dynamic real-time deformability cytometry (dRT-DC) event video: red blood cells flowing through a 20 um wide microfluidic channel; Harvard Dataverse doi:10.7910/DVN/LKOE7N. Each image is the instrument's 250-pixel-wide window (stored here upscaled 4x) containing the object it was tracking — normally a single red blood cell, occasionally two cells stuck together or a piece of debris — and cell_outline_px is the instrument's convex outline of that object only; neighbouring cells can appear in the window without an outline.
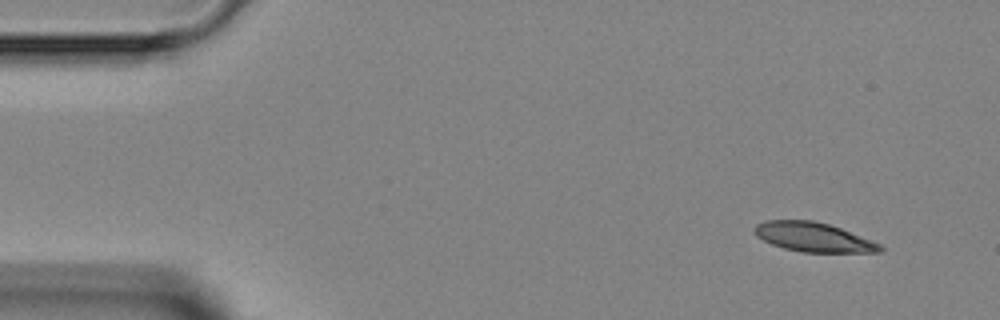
{"species": "Egyptian fruit bat (a non-hibernating species)", "species_latin": "Rousettus aegyptiacus", "temperature_condition": "room temperature", "stored_images_in_passage": 5, "camera_frame_rate_fps": 3000, "um_per_image_px": 0.085, "animal": {"sex": "female"}, "frame": {"image": 1, "passage_image": 1, "time_ms": 0.0, "image_size_px": [1000, 320], "cell_outline_px": [[884, 248], [880, 252], [804, 252], [784, 248], [772, 244], [756, 236], [752, 228], [756, 224], [764, 220], [812, 220], [828, 224], [840, 228], [880, 244]], "centroid_in_image_um": [69.09, 20.15], "position_along_channel_um": 15.9, "area_um2": 21.27}}
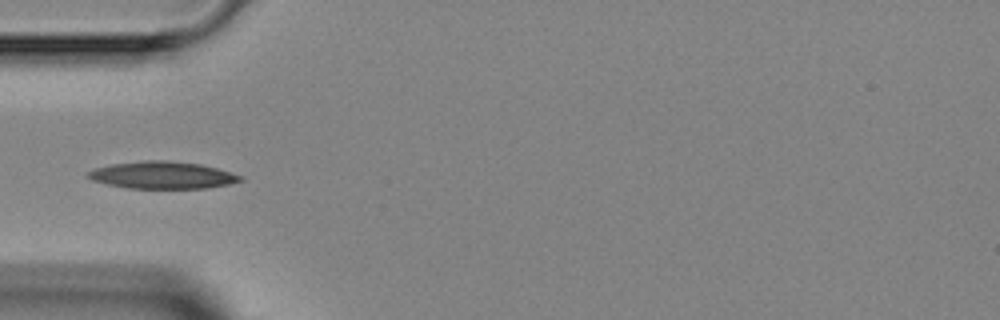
{"frame": {"image": 2, "passage_image": 4, "time_ms": 3.667, "image_size_px": [1000, 320], "cell_outline_px": [[244, 180], [228, 184], [208, 188], [128, 188], [108, 184], [92, 180], [88, 176], [88, 172], [96, 168], [112, 164], [144, 160], [164, 160], [200, 164], [216, 168], [244, 176]], "centroid_in_image_um": [13.84, 14.88], "position_along_channel_um": 71.2, "area_um2": 23.93}}
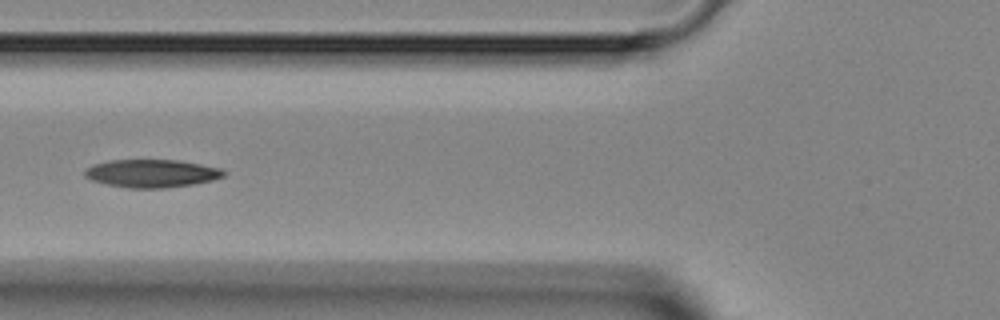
{"frame": {"image": 3, "passage_image": 5, "time_ms": 4.667, "image_size_px": [1000, 320], "cell_outline_px": [[228, 172], [224, 176], [212, 180], [192, 184], [164, 188], [128, 188], [108, 184], [92, 180], [84, 176], [84, 172], [92, 164], [108, 160], [180, 160], [220, 168]], "centroid_in_image_um": [12.9, 14.73], "position_along_channel_um": 112.9, "area_um2": 22.6}}